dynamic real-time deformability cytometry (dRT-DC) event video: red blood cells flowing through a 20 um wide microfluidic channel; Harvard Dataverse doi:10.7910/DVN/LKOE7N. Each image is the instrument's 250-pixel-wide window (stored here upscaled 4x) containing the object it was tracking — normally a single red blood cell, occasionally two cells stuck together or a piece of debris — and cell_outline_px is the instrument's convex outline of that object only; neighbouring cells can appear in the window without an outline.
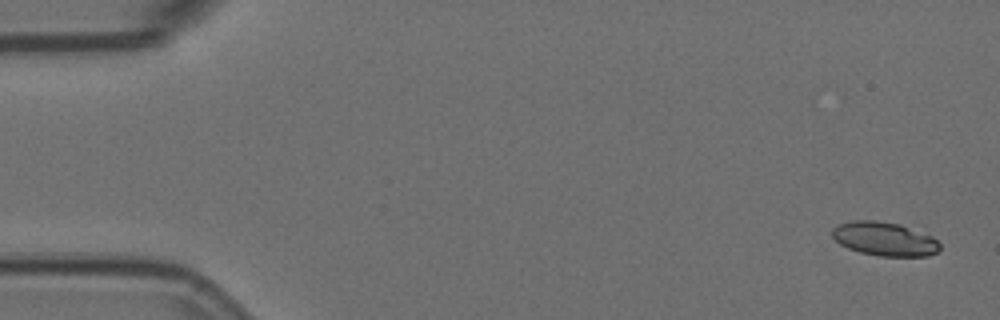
{"species": "Egyptian fruit bat (a non-hibernating species)", "species_latin": "Rousettus aegyptiacus", "temperature_condition": "room temperature", "stored_images_in_passage": 7, "camera_frame_rate_fps": 3000, "um_per_image_px": 0.085, "animal": {"sex": "female"}, "frame": {"image": 1, "passage_image": 1, "time_ms": 0.0, "image_size_px": [1000, 320], "cell_outline_px": [[940, 248], [936, 252], [928, 256], [880, 256], [860, 252], [848, 248], [840, 244], [832, 236], [832, 228], [840, 224], [852, 220], [872, 220], [900, 224], [932, 236], [940, 244]], "centroid_in_image_um": [75.18, 20.31], "position_along_channel_um": 9.8, "area_um2": 21.1}}
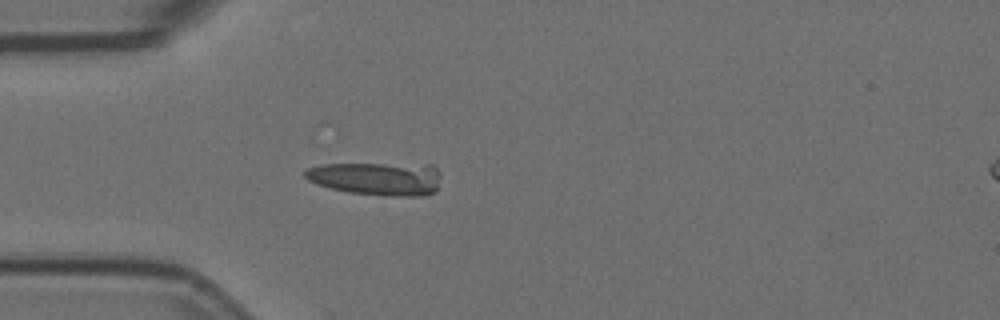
{"frame": {"image": 2, "passage_image": 5, "time_ms": 1.333, "image_size_px": [1000, 320], "cell_outline_px": [[440, 176], [436, 192], [424, 196], [384, 196], [348, 192], [316, 184], [308, 180], [304, 176], [304, 172], [308, 168], [324, 164], [432, 164], [440, 172]], "centroid_in_image_um": [32.08, 15.18], "position_along_channel_um": 52.9, "area_um2": 26.59}}